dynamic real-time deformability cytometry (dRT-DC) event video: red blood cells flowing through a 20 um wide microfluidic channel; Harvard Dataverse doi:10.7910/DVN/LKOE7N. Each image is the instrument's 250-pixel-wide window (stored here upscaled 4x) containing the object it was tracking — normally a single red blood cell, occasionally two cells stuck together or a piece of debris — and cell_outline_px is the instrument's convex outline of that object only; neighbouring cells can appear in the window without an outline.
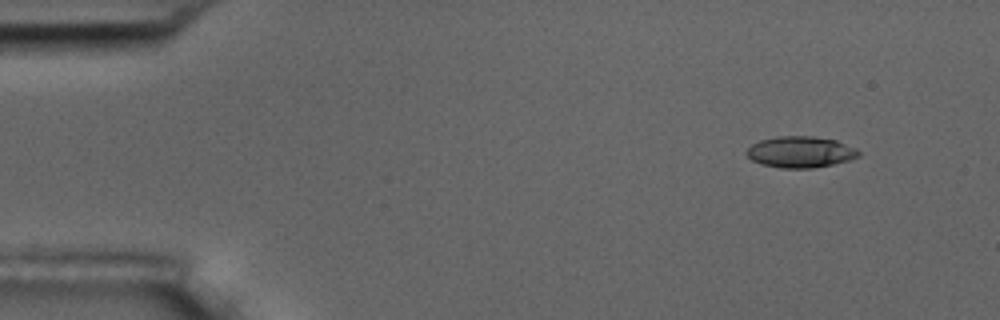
{"species": "common noctule bat (a hibernating species)", "species_latin": "Nyctalus noctula", "temperature_condition": "room temperature", "stored_images_in_passage": 5, "segment_of_instrument_passage": [1, 2], "camera_frame_rate_fps": 3000, "um_per_image_px": 0.085, "animal": {"sex": "male", "body_mass_g": 17.5, "forearm_length_mm": 52.3}, "frame": {"image": 1, "passage_image": 1, "time_ms": 0.0, "image_size_px": [1000, 320], "cell_outline_px": [[860, 156], [848, 160], [832, 164], [812, 168], [780, 168], [764, 164], [752, 160], [744, 152], [752, 144], [760, 140], [780, 136], [812, 136], [836, 140], [856, 148], [860, 152]], "centroid_in_image_um": [68.04, 12.91], "position_along_channel_um": 17.0, "area_um2": 20.29}}
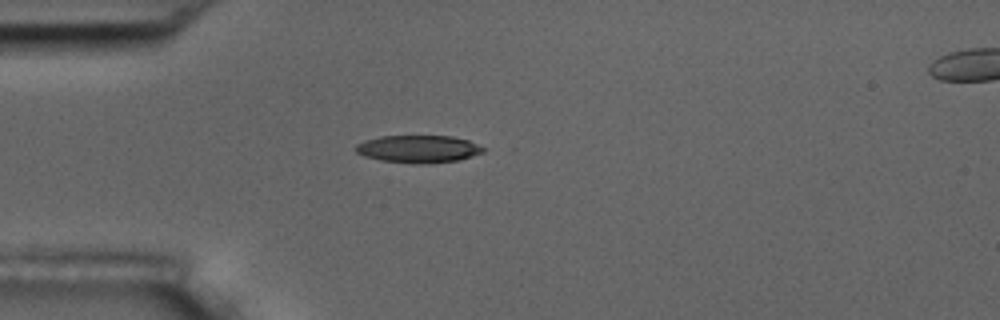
{"frame": {"image": 2, "passage_image": 4, "time_ms": 3.333, "image_size_px": [1000, 320], "cell_outline_px": [[484, 152], [472, 156], [456, 160], [420, 164], [412, 164], [380, 160], [364, 156], [356, 152], [356, 144], [364, 140], [380, 136], [452, 136], [468, 140], [484, 148]], "centroid_in_image_um": [35.52, 12.66], "position_along_channel_um": 49.5, "area_um2": 20.35}}